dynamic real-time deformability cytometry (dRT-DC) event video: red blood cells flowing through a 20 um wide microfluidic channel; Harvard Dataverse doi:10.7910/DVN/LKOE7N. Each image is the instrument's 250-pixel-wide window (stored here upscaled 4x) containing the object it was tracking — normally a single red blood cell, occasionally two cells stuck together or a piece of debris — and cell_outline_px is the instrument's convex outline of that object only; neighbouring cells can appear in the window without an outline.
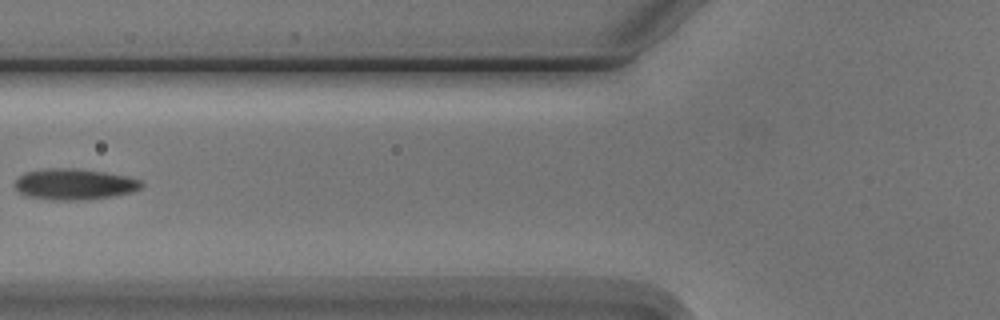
{"species": "Egyptian fruit bat (a non-hibernating species)", "species_latin": "Rousettus aegyptiacus", "temperature_condition": "cold", "stored_images_in_passage": 4, "camera_frame_rate_fps": 3000, "um_per_image_px": 0.085, "animal": {"sex": "male"}, "frame": {"image": 1, "passage_image": 3, "time_ms": 2.333, "image_size_px": [1000, 320], "cell_outline_px": [[144, 184], [140, 188], [132, 192], [112, 196], [88, 200], [52, 200], [24, 196], [16, 188], [16, 180], [24, 172], [48, 168], [80, 168], [128, 176], [140, 180]], "centroid_in_image_um": [6.33, 15.66], "position_along_channel_um": 119.5, "area_um2": 23.06}}
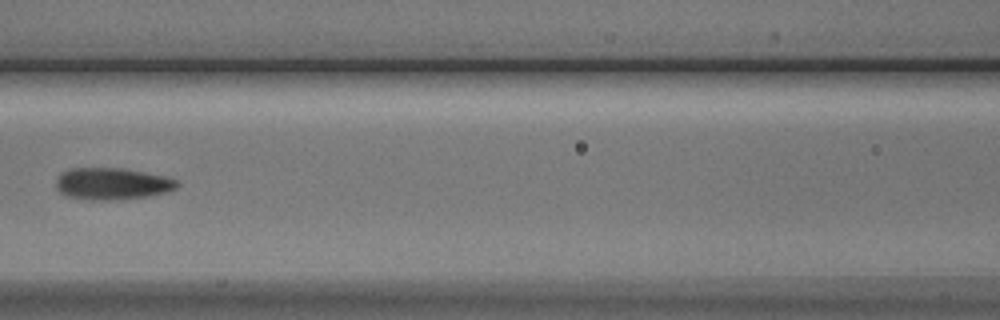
{"frame": {"image": 2, "passage_image": 4, "time_ms": 3.333, "image_size_px": [1000, 320], "cell_outline_px": [[180, 184], [176, 188], [168, 192], [148, 196], [108, 200], [92, 200], [64, 196], [56, 188], [56, 180], [68, 168], [120, 168], [164, 176], [176, 180]], "centroid_in_image_um": [9.52, 15.62], "position_along_channel_um": 157.1, "area_um2": 22.31}}